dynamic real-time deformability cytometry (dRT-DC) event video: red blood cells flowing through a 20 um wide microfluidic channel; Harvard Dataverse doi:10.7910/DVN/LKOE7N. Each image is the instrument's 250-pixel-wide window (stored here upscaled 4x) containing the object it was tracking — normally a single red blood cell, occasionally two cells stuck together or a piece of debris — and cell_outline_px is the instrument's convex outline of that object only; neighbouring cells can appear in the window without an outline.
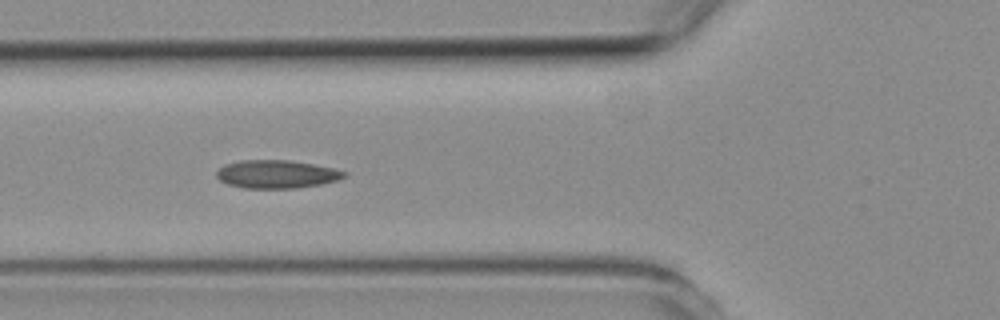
{"species": "common noctule bat (a hibernating species)", "species_latin": "Nyctalus noctula", "temperature_condition": "room temperature", "stored_images_in_passage": 7, "camera_frame_rate_fps": 3000, "um_per_image_px": 0.085, "animal": {"sex": "female", "body_mass_g": 19.3, "forearm_length_mm": 54.1}, "frame": {"image": 1, "passage_image": 5, "time_ms": 4.667, "image_size_px": [1000, 320], "cell_outline_px": [[348, 176], [336, 180], [320, 184], [296, 188], [244, 188], [228, 184], [220, 180], [216, 176], [216, 172], [224, 164], [240, 160], [288, 160], [336, 168], [348, 172]], "centroid_in_image_um": [23.53, 14.8], "position_along_channel_um": 102.3, "area_um2": 20.98}}
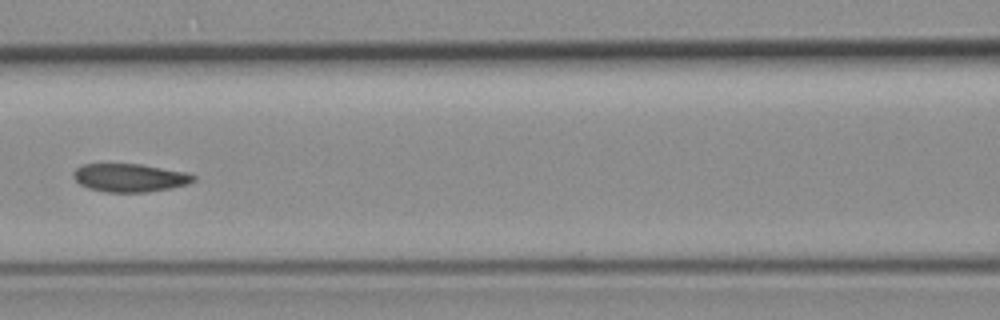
{"frame": {"image": 2, "passage_image": 6, "time_ms": 6.0, "image_size_px": [1000, 320], "cell_outline_px": [[196, 180], [188, 184], [148, 192], [104, 192], [88, 188], [80, 184], [72, 176], [72, 172], [76, 168], [84, 164], [140, 164], [188, 172], [196, 176]], "centroid_in_image_um": [11.03, 15.1], "position_along_channel_um": 155.6, "area_um2": 19.83}}
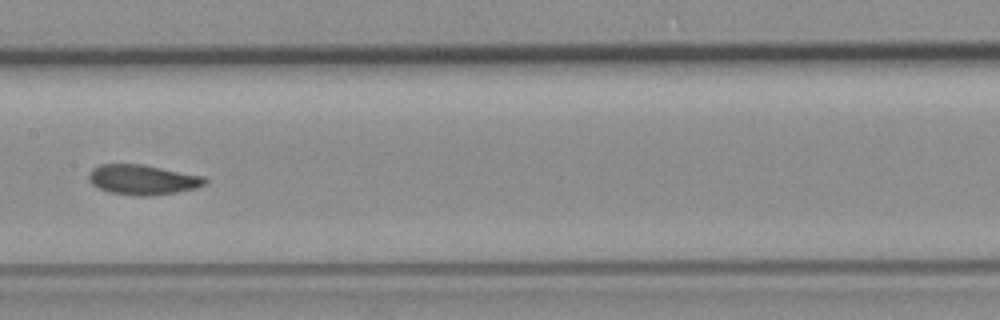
{"frame": {"image": 3, "passage_image": 7, "time_ms": 7.0, "image_size_px": [1000, 320], "cell_outline_px": [[208, 180], [204, 184], [196, 188], [176, 192], [148, 196], [136, 196], [108, 192], [92, 184], [88, 180], [88, 172], [92, 168], [100, 164], [140, 164], [204, 176]], "centroid_in_image_um": [12.09, 15.27], "position_along_channel_um": 195.3, "area_um2": 20.29}}